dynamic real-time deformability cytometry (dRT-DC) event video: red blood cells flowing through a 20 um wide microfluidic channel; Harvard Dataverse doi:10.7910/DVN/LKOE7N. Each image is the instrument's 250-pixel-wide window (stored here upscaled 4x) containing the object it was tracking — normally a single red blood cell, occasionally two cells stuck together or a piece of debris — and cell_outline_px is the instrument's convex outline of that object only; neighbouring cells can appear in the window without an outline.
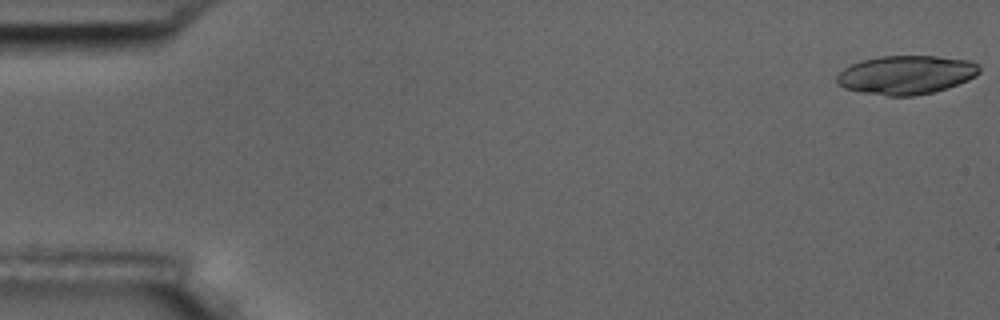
{"species": "common noctule bat (a hibernating species)", "species_latin": "Nyctalus noctula", "temperature_condition": "room temperature", "stored_images_in_passage": 15, "camera_frame_rate_fps": 3000, "um_per_image_px": 0.085, "animal": {"sex": "male", "body_mass_g": 17.5, "forearm_length_mm": 52.3}, "frame": {"image": 1, "passage_image": 1, "time_ms": 0.0, "image_size_px": [1000, 320], "cell_outline_px": [[980, 72], [976, 76], [968, 80], [948, 88], [932, 92], [912, 96], [888, 96], [864, 92], [844, 88], [836, 84], [836, 76], [844, 68], [852, 64], [864, 60], [880, 56], [936, 56], [968, 60], [976, 64], [980, 68]], "centroid_in_image_um": [77.02, 6.36], "position_along_channel_um": 8.0, "area_um2": 32.08}}